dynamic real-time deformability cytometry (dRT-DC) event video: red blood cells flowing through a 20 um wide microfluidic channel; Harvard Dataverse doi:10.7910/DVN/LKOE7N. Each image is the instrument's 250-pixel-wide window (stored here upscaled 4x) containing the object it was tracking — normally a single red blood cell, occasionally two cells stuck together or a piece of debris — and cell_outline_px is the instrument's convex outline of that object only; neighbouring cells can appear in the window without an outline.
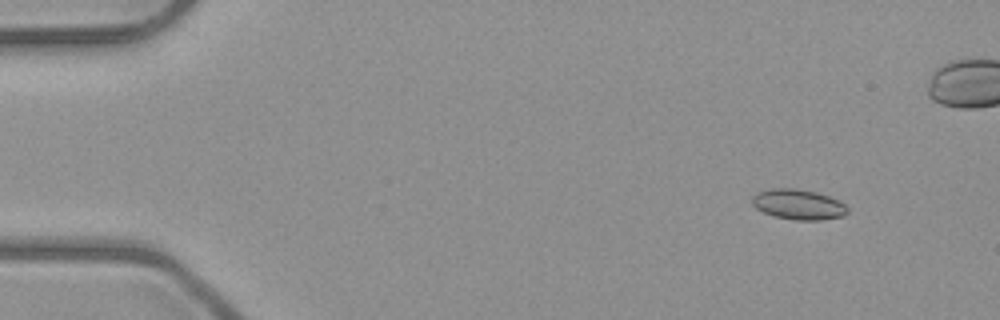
{"species": "common noctule bat (a hibernating species)", "species_latin": "Nyctalus noctula", "temperature_condition": "room temperature", "stored_images_in_passage": 4, "camera_frame_rate_fps": 3000, "um_per_image_px": 0.085, "animal": {"sex": "male", "body_mass_g": 23.1, "forearm_length_mm": 52.7}, "frame": {"image": 1, "passage_image": 1, "time_ms": 0.0, "image_size_px": [1000, 320], "cell_outline_px": [[848, 212], [844, 216], [820, 220], [796, 220], [776, 216], [764, 212], [756, 208], [752, 204], [752, 196], [756, 192], [772, 188], [792, 188], [816, 192], [840, 200], [848, 208]], "centroid_in_image_um": [67.87, 17.37], "position_along_channel_um": 17.1, "area_um2": 16.82}}